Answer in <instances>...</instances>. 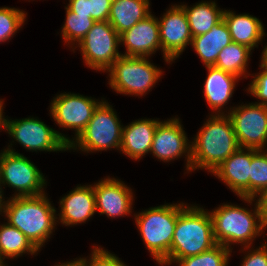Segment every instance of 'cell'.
<instances>
[{"label": "cell", "mask_w": 267, "mask_h": 266, "mask_svg": "<svg viewBox=\"0 0 267 266\" xmlns=\"http://www.w3.org/2000/svg\"><path fill=\"white\" fill-rule=\"evenodd\" d=\"M178 204V218L168 258L161 264L171 265L179 259L196 256L217 245L210 212L198 206Z\"/></svg>", "instance_id": "cell-1"}, {"label": "cell", "mask_w": 267, "mask_h": 266, "mask_svg": "<svg viewBox=\"0 0 267 266\" xmlns=\"http://www.w3.org/2000/svg\"><path fill=\"white\" fill-rule=\"evenodd\" d=\"M191 142V171L206 169L213 173L240 146L227 114L207 119Z\"/></svg>", "instance_id": "cell-2"}, {"label": "cell", "mask_w": 267, "mask_h": 266, "mask_svg": "<svg viewBox=\"0 0 267 266\" xmlns=\"http://www.w3.org/2000/svg\"><path fill=\"white\" fill-rule=\"evenodd\" d=\"M10 197L3 209L7 222L19 229L40 250L55 229L56 208L45 195Z\"/></svg>", "instance_id": "cell-3"}, {"label": "cell", "mask_w": 267, "mask_h": 266, "mask_svg": "<svg viewBox=\"0 0 267 266\" xmlns=\"http://www.w3.org/2000/svg\"><path fill=\"white\" fill-rule=\"evenodd\" d=\"M252 211L234 204H223L212 210L210 215L216 243L229 249H232V244L240 243L244 245L243 251L249 250L253 240L267 228L257 200Z\"/></svg>", "instance_id": "cell-4"}, {"label": "cell", "mask_w": 267, "mask_h": 266, "mask_svg": "<svg viewBox=\"0 0 267 266\" xmlns=\"http://www.w3.org/2000/svg\"><path fill=\"white\" fill-rule=\"evenodd\" d=\"M141 238L148 251L161 265L170 254L173 234L178 218V204L151 207L135 214Z\"/></svg>", "instance_id": "cell-5"}, {"label": "cell", "mask_w": 267, "mask_h": 266, "mask_svg": "<svg viewBox=\"0 0 267 266\" xmlns=\"http://www.w3.org/2000/svg\"><path fill=\"white\" fill-rule=\"evenodd\" d=\"M106 72H109V85L115 92L132 96L147 94L163 74L147 57L124 55L116 59Z\"/></svg>", "instance_id": "cell-6"}, {"label": "cell", "mask_w": 267, "mask_h": 266, "mask_svg": "<svg viewBox=\"0 0 267 266\" xmlns=\"http://www.w3.org/2000/svg\"><path fill=\"white\" fill-rule=\"evenodd\" d=\"M116 112L106 101H102L94 110L91 120L80 135L68 145V150L83 152L107 151L121 147L122 128Z\"/></svg>", "instance_id": "cell-7"}, {"label": "cell", "mask_w": 267, "mask_h": 266, "mask_svg": "<svg viewBox=\"0 0 267 266\" xmlns=\"http://www.w3.org/2000/svg\"><path fill=\"white\" fill-rule=\"evenodd\" d=\"M12 142L0 153V176L3 185L13 187L14 197L39 196L44 194L46 179L43 173L24 155L12 148ZM12 148V149H11Z\"/></svg>", "instance_id": "cell-8"}, {"label": "cell", "mask_w": 267, "mask_h": 266, "mask_svg": "<svg viewBox=\"0 0 267 266\" xmlns=\"http://www.w3.org/2000/svg\"><path fill=\"white\" fill-rule=\"evenodd\" d=\"M7 133L23 148L30 151H67L72 139L50 128L34 117L9 120L5 118Z\"/></svg>", "instance_id": "cell-9"}, {"label": "cell", "mask_w": 267, "mask_h": 266, "mask_svg": "<svg viewBox=\"0 0 267 266\" xmlns=\"http://www.w3.org/2000/svg\"><path fill=\"white\" fill-rule=\"evenodd\" d=\"M78 46L85 64L90 69L106 71L122 56L119 53L120 35L108 21H97Z\"/></svg>", "instance_id": "cell-10"}, {"label": "cell", "mask_w": 267, "mask_h": 266, "mask_svg": "<svg viewBox=\"0 0 267 266\" xmlns=\"http://www.w3.org/2000/svg\"><path fill=\"white\" fill-rule=\"evenodd\" d=\"M240 148L265 149L267 146V106L249 103L227 112Z\"/></svg>", "instance_id": "cell-11"}, {"label": "cell", "mask_w": 267, "mask_h": 266, "mask_svg": "<svg viewBox=\"0 0 267 266\" xmlns=\"http://www.w3.org/2000/svg\"><path fill=\"white\" fill-rule=\"evenodd\" d=\"M103 101L75 93H61L53 98L50 114L57 125L65 129H74L76 139L92 118L94 110Z\"/></svg>", "instance_id": "cell-12"}, {"label": "cell", "mask_w": 267, "mask_h": 266, "mask_svg": "<svg viewBox=\"0 0 267 266\" xmlns=\"http://www.w3.org/2000/svg\"><path fill=\"white\" fill-rule=\"evenodd\" d=\"M161 50L165 62L176 60L192 42V34L186 13L181 5H172L158 19Z\"/></svg>", "instance_id": "cell-13"}, {"label": "cell", "mask_w": 267, "mask_h": 266, "mask_svg": "<svg viewBox=\"0 0 267 266\" xmlns=\"http://www.w3.org/2000/svg\"><path fill=\"white\" fill-rule=\"evenodd\" d=\"M179 118L160 121L156 127L150 153L159 160L170 162L186 156V170L191 172V143ZM187 153V154H186Z\"/></svg>", "instance_id": "cell-14"}, {"label": "cell", "mask_w": 267, "mask_h": 266, "mask_svg": "<svg viewBox=\"0 0 267 266\" xmlns=\"http://www.w3.org/2000/svg\"><path fill=\"white\" fill-rule=\"evenodd\" d=\"M96 210L109 218L132 213L133 192L124 182L116 178H104L93 185Z\"/></svg>", "instance_id": "cell-15"}, {"label": "cell", "mask_w": 267, "mask_h": 266, "mask_svg": "<svg viewBox=\"0 0 267 266\" xmlns=\"http://www.w3.org/2000/svg\"><path fill=\"white\" fill-rule=\"evenodd\" d=\"M126 47L124 56L147 57L161 49L158 18L151 13L131 29L120 34V45Z\"/></svg>", "instance_id": "cell-16"}, {"label": "cell", "mask_w": 267, "mask_h": 266, "mask_svg": "<svg viewBox=\"0 0 267 266\" xmlns=\"http://www.w3.org/2000/svg\"><path fill=\"white\" fill-rule=\"evenodd\" d=\"M252 148H239L212 173L239 198H250Z\"/></svg>", "instance_id": "cell-17"}, {"label": "cell", "mask_w": 267, "mask_h": 266, "mask_svg": "<svg viewBox=\"0 0 267 266\" xmlns=\"http://www.w3.org/2000/svg\"><path fill=\"white\" fill-rule=\"evenodd\" d=\"M60 212L57 222L65 226L85 223L96 210L92 185H80L60 199Z\"/></svg>", "instance_id": "cell-18"}, {"label": "cell", "mask_w": 267, "mask_h": 266, "mask_svg": "<svg viewBox=\"0 0 267 266\" xmlns=\"http://www.w3.org/2000/svg\"><path fill=\"white\" fill-rule=\"evenodd\" d=\"M160 121L138 119L122 128L120 151L131 159L139 160L150 153L156 127Z\"/></svg>", "instance_id": "cell-19"}, {"label": "cell", "mask_w": 267, "mask_h": 266, "mask_svg": "<svg viewBox=\"0 0 267 266\" xmlns=\"http://www.w3.org/2000/svg\"><path fill=\"white\" fill-rule=\"evenodd\" d=\"M208 76L204 83V96L209 107L216 115L226 114L221 110L232 97L234 88L239 77L218 69L207 66Z\"/></svg>", "instance_id": "cell-20"}, {"label": "cell", "mask_w": 267, "mask_h": 266, "mask_svg": "<svg viewBox=\"0 0 267 266\" xmlns=\"http://www.w3.org/2000/svg\"><path fill=\"white\" fill-rule=\"evenodd\" d=\"M223 19L229 28L232 42L247 46L251 50L267 35L262 22L249 14L236 15L230 10H224Z\"/></svg>", "instance_id": "cell-21"}, {"label": "cell", "mask_w": 267, "mask_h": 266, "mask_svg": "<svg viewBox=\"0 0 267 266\" xmlns=\"http://www.w3.org/2000/svg\"><path fill=\"white\" fill-rule=\"evenodd\" d=\"M232 43L229 28L222 18L209 32L192 38L191 46L201 61L207 66H214L220 51Z\"/></svg>", "instance_id": "cell-22"}, {"label": "cell", "mask_w": 267, "mask_h": 266, "mask_svg": "<svg viewBox=\"0 0 267 266\" xmlns=\"http://www.w3.org/2000/svg\"><path fill=\"white\" fill-rule=\"evenodd\" d=\"M149 6V0H114L108 22L120 35L148 16Z\"/></svg>", "instance_id": "cell-23"}, {"label": "cell", "mask_w": 267, "mask_h": 266, "mask_svg": "<svg viewBox=\"0 0 267 266\" xmlns=\"http://www.w3.org/2000/svg\"><path fill=\"white\" fill-rule=\"evenodd\" d=\"M186 13L192 37L207 33L223 18V9L215 1H202L192 7L181 5Z\"/></svg>", "instance_id": "cell-24"}, {"label": "cell", "mask_w": 267, "mask_h": 266, "mask_svg": "<svg viewBox=\"0 0 267 266\" xmlns=\"http://www.w3.org/2000/svg\"><path fill=\"white\" fill-rule=\"evenodd\" d=\"M38 251L19 229L8 222L0 225V259H14L25 253L34 255Z\"/></svg>", "instance_id": "cell-25"}, {"label": "cell", "mask_w": 267, "mask_h": 266, "mask_svg": "<svg viewBox=\"0 0 267 266\" xmlns=\"http://www.w3.org/2000/svg\"><path fill=\"white\" fill-rule=\"evenodd\" d=\"M251 53V49L247 46L232 42L220 51L214 67L239 78L242 76L247 78L248 76L245 75L248 74L246 67H248Z\"/></svg>", "instance_id": "cell-26"}, {"label": "cell", "mask_w": 267, "mask_h": 266, "mask_svg": "<svg viewBox=\"0 0 267 266\" xmlns=\"http://www.w3.org/2000/svg\"><path fill=\"white\" fill-rule=\"evenodd\" d=\"M267 189V148L253 149L250 166V198H241L252 204L254 199Z\"/></svg>", "instance_id": "cell-27"}, {"label": "cell", "mask_w": 267, "mask_h": 266, "mask_svg": "<svg viewBox=\"0 0 267 266\" xmlns=\"http://www.w3.org/2000/svg\"><path fill=\"white\" fill-rule=\"evenodd\" d=\"M66 8V18L61 30L64 42L71 45L79 44L87 32L93 27L95 21L91 16L76 14Z\"/></svg>", "instance_id": "cell-28"}, {"label": "cell", "mask_w": 267, "mask_h": 266, "mask_svg": "<svg viewBox=\"0 0 267 266\" xmlns=\"http://www.w3.org/2000/svg\"><path fill=\"white\" fill-rule=\"evenodd\" d=\"M232 249L217 244L213 248L196 256L179 259V266H228Z\"/></svg>", "instance_id": "cell-29"}, {"label": "cell", "mask_w": 267, "mask_h": 266, "mask_svg": "<svg viewBox=\"0 0 267 266\" xmlns=\"http://www.w3.org/2000/svg\"><path fill=\"white\" fill-rule=\"evenodd\" d=\"M26 15L27 13L20 9L0 7V42L13 37L24 24Z\"/></svg>", "instance_id": "cell-30"}, {"label": "cell", "mask_w": 267, "mask_h": 266, "mask_svg": "<svg viewBox=\"0 0 267 266\" xmlns=\"http://www.w3.org/2000/svg\"><path fill=\"white\" fill-rule=\"evenodd\" d=\"M89 259H74L78 266H127L115 254L106 251L99 246H94Z\"/></svg>", "instance_id": "cell-31"}, {"label": "cell", "mask_w": 267, "mask_h": 266, "mask_svg": "<svg viewBox=\"0 0 267 266\" xmlns=\"http://www.w3.org/2000/svg\"><path fill=\"white\" fill-rule=\"evenodd\" d=\"M262 69V70H261ZM261 72L253 75V80L249 84L248 92L255 96L260 102H255L256 104L267 106V71L261 68Z\"/></svg>", "instance_id": "cell-32"}, {"label": "cell", "mask_w": 267, "mask_h": 266, "mask_svg": "<svg viewBox=\"0 0 267 266\" xmlns=\"http://www.w3.org/2000/svg\"><path fill=\"white\" fill-rule=\"evenodd\" d=\"M110 0H89V16L97 21H108L111 10Z\"/></svg>", "instance_id": "cell-33"}, {"label": "cell", "mask_w": 267, "mask_h": 266, "mask_svg": "<svg viewBox=\"0 0 267 266\" xmlns=\"http://www.w3.org/2000/svg\"><path fill=\"white\" fill-rule=\"evenodd\" d=\"M248 252V253H247ZM241 266H267V243L260 245L255 250L247 251ZM250 252V253H249Z\"/></svg>", "instance_id": "cell-34"}, {"label": "cell", "mask_w": 267, "mask_h": 266, "mask_svg": "<svg viewBox=\"0 0 267 266\" xmlns=\"http://www.w3.org/2000/svg\"><path fill=\"white\" fill-rule=\"evenodd\" d=\"M67 8L76 14L89 16V0H69Z\"/></svg>", "instance_id": "cell-35"}, {"label": "cell", "mask_w": 267, "mask_h": 266, "mask_svg": "<svg viewBox=\"0 0 267 266\" xmlns=\"http://www.w3.org/2000/svg\"><path fill=\"white\" fill-rule=\"evenodd\" d=\"M258 197L257 202L260 207L261 217L267 227V189L264 190Z\"/></svg>", "instance_id": "cell-36"}, {"label": "cell", "mask_w": 267, "mask_h": 266, "mask_svg": "<svg viewBox=\"0 0 267 266\" xmlns=\"http://www.w3.org/2000/svg\"><path fill=\"white\" fill-rule=\"evenodd\" d=\"M261 68L267 71V45L264 47L262 51V58H261Z\"/></svg>", "instance_id": "cell-37"}, {"label": "cell", "mask_w": 267, "mask_h": 266, "mask_svg": "<svg viewBox=\"0 0 267 266\" xmlns=\"http://www.w3.org/2000/svg\"><path fill=\"white\" fill-rule=\"evenodd\" d=\"M3 104H4L3 100L0 99V130H1V128L5 129V118L3 115V113H4L3 112Z\"/></svg>", "instance_id": "cell-38"}, {"label": "cell", "mask_w": 267, "mask_h": 266, "mask_svg": "<svg viewBox=\"0 0 267 266\" xmlns=\"http://www.w3.org/2000/svg\"><path fill=\"white\" fill-rule=\"evenodd\" d=\"M2 181H1V176H0V214H2L4 206L6 205L7 201H4L3 197V191H2Z\"/></svg>", "instance_id": "cell-39"}, {"label": "cell", "mask_w": 267, "mask_h": 266, "mask_svg": "<svg viewBox=\"0 0 267 266\" xmlns=\"http://www.w3.org/2000/svg\"><path fill=\"white\" fill-rule=\"evenodd\" d=\"M55 266H78V264L76 263L75 260H71L70 262H65V263H60V264H57Z\"/></svg>", "instance_id": "cell-40"}, {"label": "cell", "mask_w": 267, "mask_h": 266, "mask_svg": "<svg viewBox=\"0 0 267 266\" xmlns=\"http://www.w3.org/2000/svg\"><path fill=\"white\" fill-rule=\"evenodd\" d=\"M4 263H5L4 260L0 259V266H7L6 265L7 263H5V264Z\"/></svg>", "instance_id": "cell-41"}]
</instances>
